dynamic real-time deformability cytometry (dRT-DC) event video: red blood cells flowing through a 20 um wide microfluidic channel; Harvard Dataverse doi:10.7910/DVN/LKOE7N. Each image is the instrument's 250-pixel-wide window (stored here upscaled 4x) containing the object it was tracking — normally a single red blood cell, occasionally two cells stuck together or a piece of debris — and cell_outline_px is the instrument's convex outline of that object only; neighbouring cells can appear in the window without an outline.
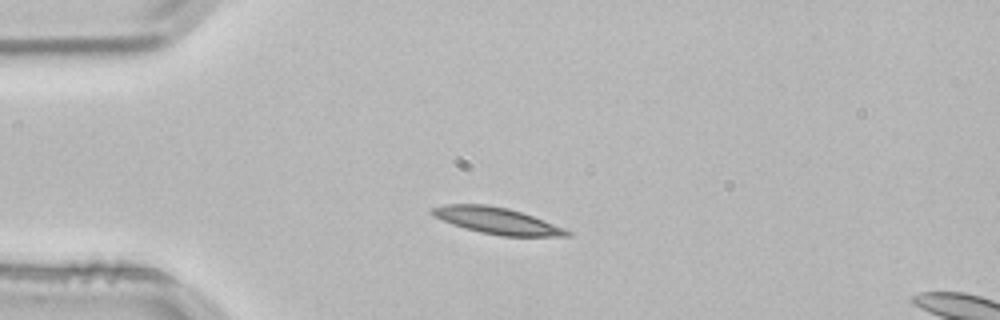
{"species": "common noctule bat (a hibernating species)", "species_latin": "Nyctalus noctula", "temperature_condition": "room temperature", "stored_images_in_passage": 2, "segment_of_instrument_passage": [1, 2], "camera_frame_rate_fps": 3000, "um_per_image_px": 0.085, "animal": {"sex": "male", "body_mass_g": 21.5, "forearm_length_mm": 52.0}, "frame": {"image": 1, "passage_image": 1, "time_ms": 0.0, "image_size_px": [1000, 320], "cell_outline_px": [[572, 236], [500, 236], [480, 232], [464, 228], [452, 224], [432, 216], [428, 212], [432, 208], [444, 204], [488, 204], [508, 208], [532, 216], [564, 228], [572, 232]], "centroid_in_image_um": [42.19, 18.76], "position_along_channel_um": 42.8, "area_um2": 20.81}}